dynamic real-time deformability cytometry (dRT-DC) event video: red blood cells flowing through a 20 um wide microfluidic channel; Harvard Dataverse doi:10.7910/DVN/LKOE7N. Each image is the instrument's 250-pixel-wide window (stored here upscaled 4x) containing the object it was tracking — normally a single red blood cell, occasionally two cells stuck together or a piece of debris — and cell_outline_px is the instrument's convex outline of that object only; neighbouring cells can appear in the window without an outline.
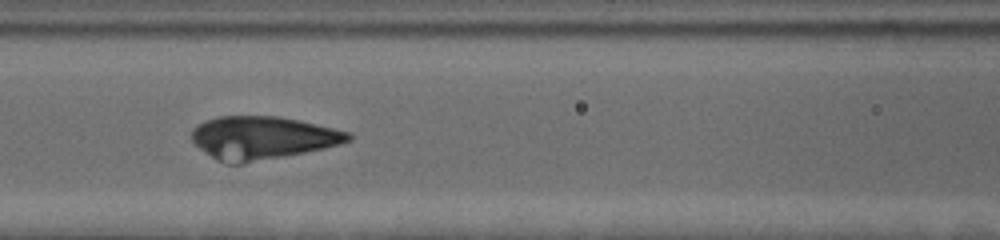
{"species": "human", "species_latin": "Homo sapiens", "temperature_condition": "cold", "stored_images_in_passage": 83, "segment_of_instrument_passage": [1, 2], "camera_frame_rate_fps": 3000, "um_per_image_px": 0.085, "donor": {"sex": "female"}, "frame": {"image": 1, "passage_image": 33, "time_ms": 10.667, "image_size_px": [1000, 240], "cell_outline_px": [[352, 140], [340, 144], [324, 148], [244, 164], [224, 164], [216, 160], [200, 148], [192, 140], [192, 128], [204, 120], [216, 116], [276, 116], [300, 120], [352, 132]], "centroid_in_image_um": [22.3, 11.71], "position_along_channel_um": 144.3, "area_um2": 39.48}}